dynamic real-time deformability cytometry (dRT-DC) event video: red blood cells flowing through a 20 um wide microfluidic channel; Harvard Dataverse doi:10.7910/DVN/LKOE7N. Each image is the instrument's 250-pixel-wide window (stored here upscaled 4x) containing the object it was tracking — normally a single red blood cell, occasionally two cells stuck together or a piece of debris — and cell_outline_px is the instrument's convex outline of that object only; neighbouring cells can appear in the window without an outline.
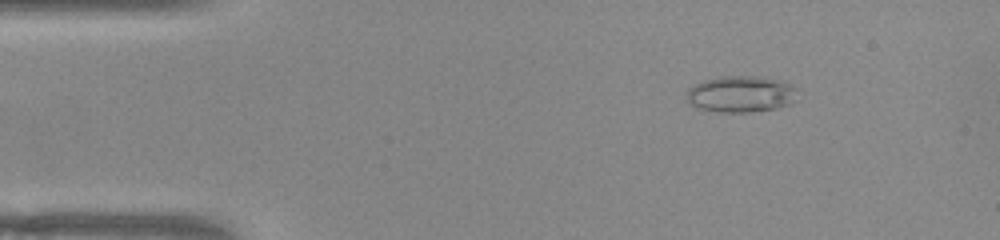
{"species": "common noctule bat (a hibernating species)", "species_latin": "Nyctalus noctula", "temperature_condition": "warm", "stored_images_in_passage": 45, "camera_frame_rate_fps": 3000, "um_per_image_px": 0.085, "animal": {"sex": "female", "body_mass_g": 22.0, "forearm_length_mm": 56.7}, "frame": {"image": 1, "passage_image": 1, "time_ms": 0.0, "image_size_px": [1000, 240], "cell_outline_px": [[796, 100], [788, 104], [776, 108], [748, 112], [720, 112], [700, 108], [688, 104], [688, 88], [704, 80], [724, 76], [756, 76], [776, 80], [788, 84], [796, 88]], "centroid_in_image_um": [62.96, 8.0], "position_along_channel_um": 22.0, "area_um2": 23.18}}
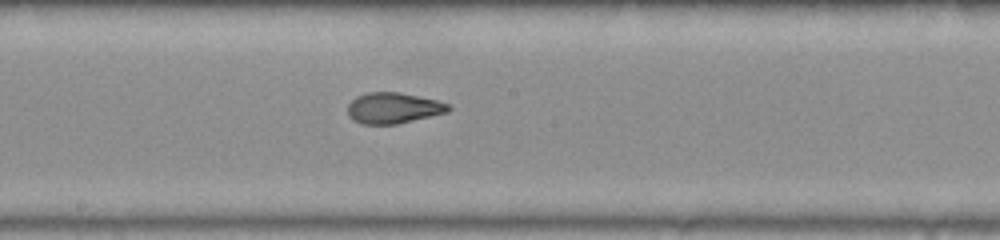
{"frame": {"image": 2, "passage_image": 21, "time_ms": 6.667, "image_size_px": [1000, 240], "cell_outline_px": [[452, 108], [448, 112], [396, 124], [360, 124], [352, 120], [348, 116], [348, 104], [356, 96], [368, 92], [400, 92], [436, 100], [448, 104]], "centroid_in_image_um": [33.4, 9.18], "position_along_channel_um": 214.8, "area_um2": 18.15}}
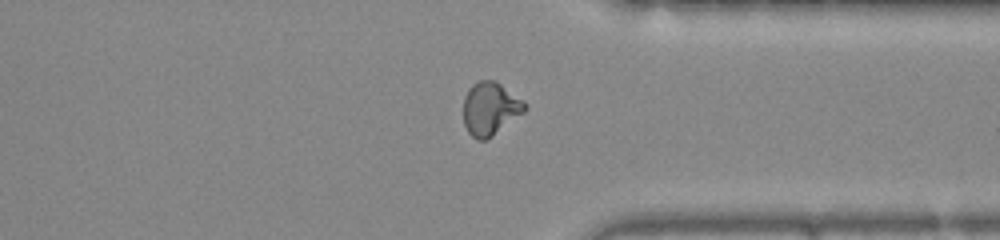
{"frame": {"image": 3, "passage_image": 33, "time_ms": 10.667, "image_size_px": [1000, 240], "cell_outline_px": [[528, 108], [524, 112], [492, 136], [484, 140], [476, 140], [468, 132], [464, 124], [464, 96], [468, 88], [472, 84], [480, 80], [492, 80], [500, 84], [524, 100], [528, 104]], "centroid_in_image_um": [41.67, 9.23], "position_along_channel_um": 369.7, "area_um2": 19.02}, "authors_computed_cell_mechanics": {"area_um2": 19.0162, "velocity_mm_per_s": 3.9477, "shape_relaxation_time_tau1_ms": null, "shape_relaxation_time_tau2_ms": 1.4768, "deformation_change_tau1": null, "deformation_change_tau2": 0.0807}}